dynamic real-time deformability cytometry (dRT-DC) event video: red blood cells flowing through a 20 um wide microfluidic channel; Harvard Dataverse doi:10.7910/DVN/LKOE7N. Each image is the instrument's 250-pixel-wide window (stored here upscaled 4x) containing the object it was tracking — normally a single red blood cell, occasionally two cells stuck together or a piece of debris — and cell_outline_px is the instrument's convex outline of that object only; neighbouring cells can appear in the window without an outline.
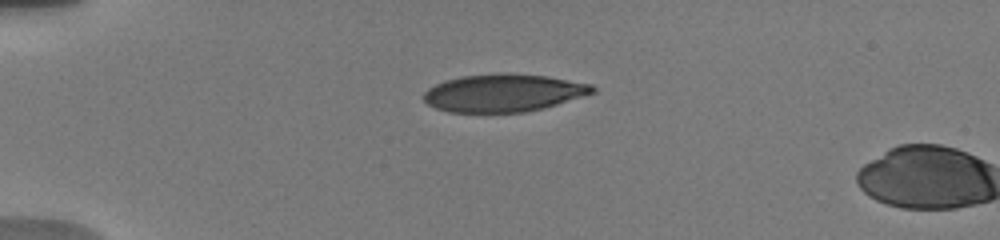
{"species": "human", "species_latin": "Homo sapiens", "temperature_condition": "warm", "stored_images_in_passage": 2, "camera_frame_rate_fps": 3000, "um_per_image_px": 0.085, "donor": {"sex": "male"}, "frame": {"image": 1, "passage_image": 1, "time_ms": 0.0, "image_size_px": [1000, 240], "cell_outline_px": [[596, 92], [544, 108], [524, 112], [448, 112], [436, 108], [428, 104], [424, 100], [424, 92], [428, 88], [444, 80], [460, 76], [500, 72], [508, 72], [548, 76], [592, 84], [596, 88]], "centroid_in_image_um": [42.8, 7.88], "position_along_channel_um": 42.2, "area_um2": 37.4}}